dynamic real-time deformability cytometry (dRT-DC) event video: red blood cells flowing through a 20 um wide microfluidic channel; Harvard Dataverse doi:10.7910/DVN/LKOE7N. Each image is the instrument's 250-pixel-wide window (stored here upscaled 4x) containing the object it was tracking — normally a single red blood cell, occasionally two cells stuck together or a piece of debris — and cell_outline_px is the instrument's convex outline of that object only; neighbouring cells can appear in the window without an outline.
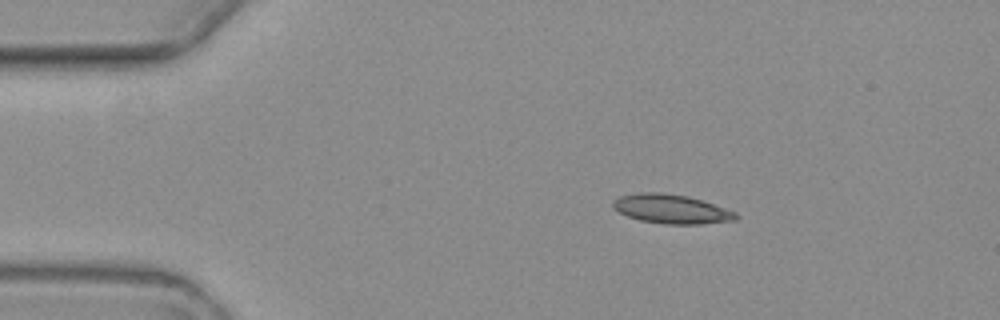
{"species": "common noctule bat (a hibernating species)", "species_latin": "Nyctalus noctula", "temperature_condition": "warm", "stored_images_in_passage": 4, "camera_frame_rate_fps": 3000, "um_per_image_px": 0.085, "animal": {"sex": "female", "body_mass_g": 19.3, "forearm_length_mm": 54.1}, "frame": {"image": 1, "passage_image": 1, "time_ms": 0.0, "image_size_px": [1000, 320], "cell_outline_px": [[736, 220], [700, 224], [668, 224], [640, 220], [628, 216], [620, 212], [612, 204], [612, 200], [620, 196], [640, 192], [660, 192], [688, 196], [736, 212]], "centroid_in_image_um": [57.04, 17.76], "position_along_channel_um": 28.0, "area_um2": 20.52}}
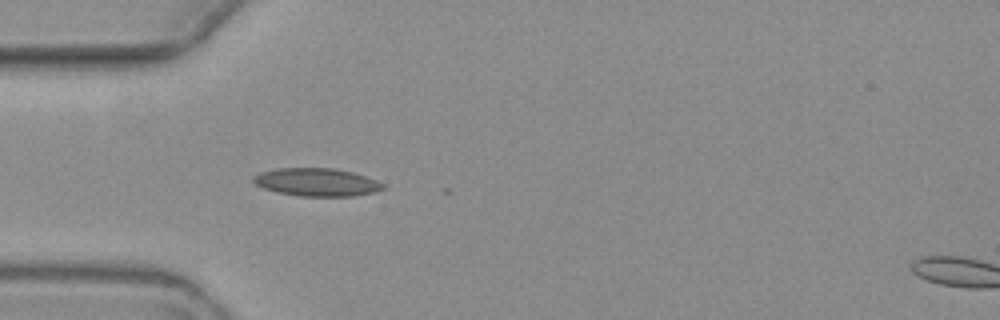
{"frame": {"image": 2, "passage_image": 3, "time_ms": 2.333, "image_size_px": [1000, 320], "cell_outline_px": [[384, 188], [376, 192], [352, 196], [300, 196], [276, 192], [264, 188], [256, 184], [252, 180], [252, 176], [260, 172], [276, 168], [332, 168], [352, 172], [376, 180], [384, 184]], "centroid_in_image_um": [26.9, 15.48], "position_along_channel_um": 58.1, "area_um2": 21.1}}